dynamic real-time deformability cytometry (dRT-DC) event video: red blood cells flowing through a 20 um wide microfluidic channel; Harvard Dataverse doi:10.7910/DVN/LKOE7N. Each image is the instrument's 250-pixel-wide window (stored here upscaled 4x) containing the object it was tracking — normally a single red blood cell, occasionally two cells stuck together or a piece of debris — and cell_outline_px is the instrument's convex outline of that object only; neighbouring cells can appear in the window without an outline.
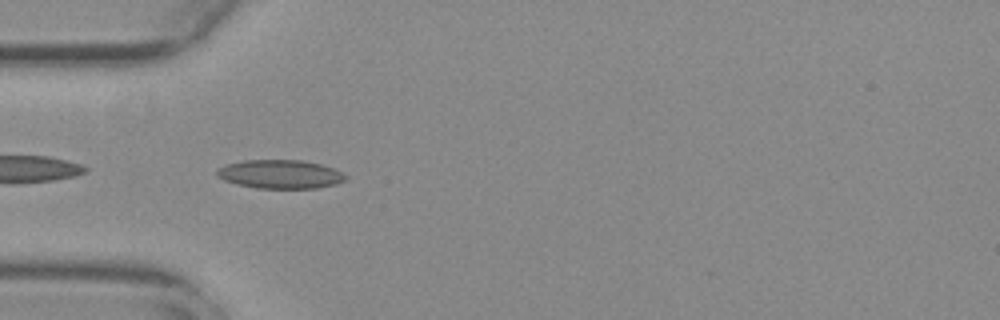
{"species": "common noctule bat (a hibernating species)", "species_latin": "Nyctalus noctula", "temperature_condition": "warm", "stored_images_in_passage": 40, "camera_frame_rate_fps": 3000, "um_per_image_px": 0.085, "animal": {"sex": "female", "body_mass_g": 29.2, "forearm_length_mm": 56.3}, "frame": {"image": 1, "passage_image": 2, "time_ms": 0.333, "image_size_px": [1000, 320], "cell_outline_px": [[348, 176], [344, 180], [336, 184], [316, 188], [256, 188], [236, 184], [224, 180], [216, 176], [216, 168], [224, 164], [244, 160], [304, 160], [320, 164], [332, 168]], "centroid_in_image_um": [23.76, 14.8], "position_along_channel_um": 61.2, "area_um2": 21.62}}
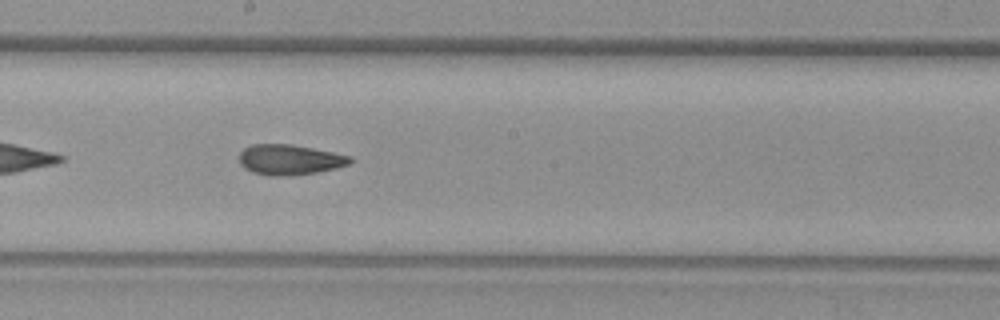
{"frame": {"image": 2, "passage_image": 15, "time_ms": 4.667, "image_size_px": [1000, 320], "cell_outline_px": [[352, 160], [348, 164], [336, 168], [316, 172], [284, 176], [268, 176], [252, 172], [244, 168], [240, 164], [240, 152], [244, 148], [252, 144], [292, 144], [352, 156]], "centroid_in_image_um": [24.59, 13.57], "position_along_channel_um": 223.6, "area_um2": 19.54}}
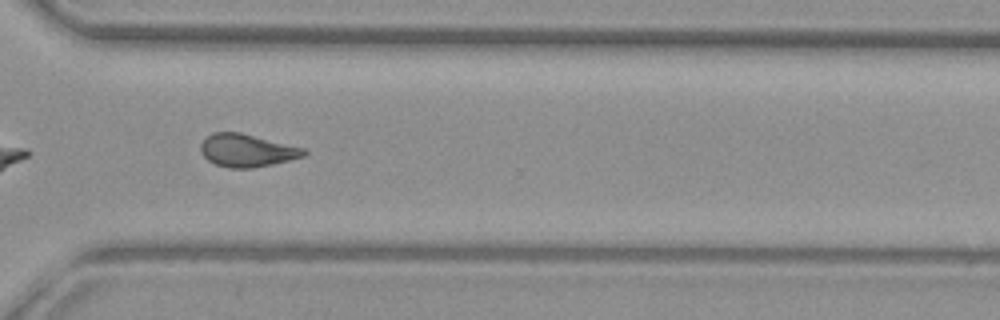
{"frame": {"image": 3, "passage_image": 25, "time_ms": 8.0, "image_size_px": [1000, 320], "cell_outline_px": [[308, 152], [304, 156], [272, 164], [252, 168], [228, 168], [216, 164], [208, 160], [200, 152], [200, 144], [212, 132], [240, 132], [304, 148]], "centroid_in_image_um": [20.97, 12.78], "position_along_channel_um": 349.6, "area_um2": 19.59}, "authors_computed_cell_mechanics": {"area_um2": 20.2011, "velocity_mm_per_s": 3.7855, "shape_relaxation_time_tau1_ms": null, "shape_relaxation_time_tau2_ms": 3.3087, "deformation_change_tau1": null, "deformation_change_tau2": 0.0995}}